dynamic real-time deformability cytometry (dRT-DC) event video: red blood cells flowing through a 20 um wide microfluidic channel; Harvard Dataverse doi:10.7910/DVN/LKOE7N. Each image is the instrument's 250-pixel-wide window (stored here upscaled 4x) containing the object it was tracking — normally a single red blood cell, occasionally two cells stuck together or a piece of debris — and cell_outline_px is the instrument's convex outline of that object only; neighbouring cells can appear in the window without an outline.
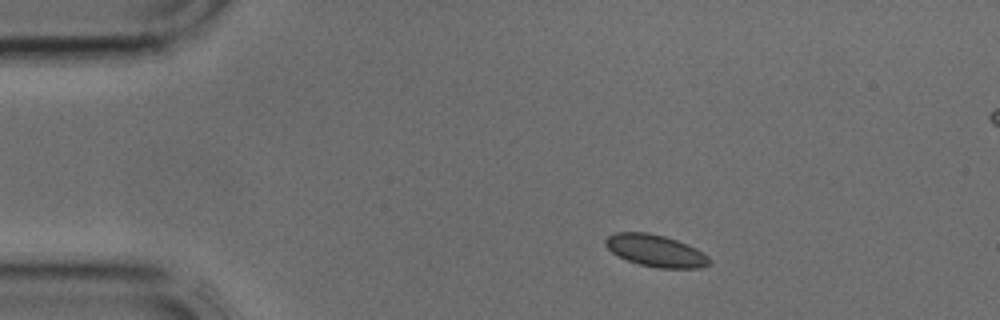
{"species": "common noctule bat (a hibernating species)", "species_latin": "Nyctalus noctula", "temperature_condition": "cold", "stored_images_in_passage": 3, "segment_of_instrument_passage": [1, 2], "camera_frame_rate_fps": 3000, "um_per_image_px": 0.085, "animal": {"sex": "male", "body_mass_g": 17.9, "forearm_length_mm": 54.2}, "frame": {"image": 1, "passage_image": 1, "time_ms": 0.0, "image_size_px": [1000, 320], "cell_outline_px": [[712, 260], [708, 264], [700, 268], [660, 268], [640, 264], [628, 260], [612, 252], [604, 244], [604, 240], [608, 236], [616, 232], [648, 232], [664, 236], [676, 240], [696, 248], [704, 252]], "centroid_in_image_um": [55.74, 21.3], "position_along_channel_um": 29.3, "area_um2": 19.25}}